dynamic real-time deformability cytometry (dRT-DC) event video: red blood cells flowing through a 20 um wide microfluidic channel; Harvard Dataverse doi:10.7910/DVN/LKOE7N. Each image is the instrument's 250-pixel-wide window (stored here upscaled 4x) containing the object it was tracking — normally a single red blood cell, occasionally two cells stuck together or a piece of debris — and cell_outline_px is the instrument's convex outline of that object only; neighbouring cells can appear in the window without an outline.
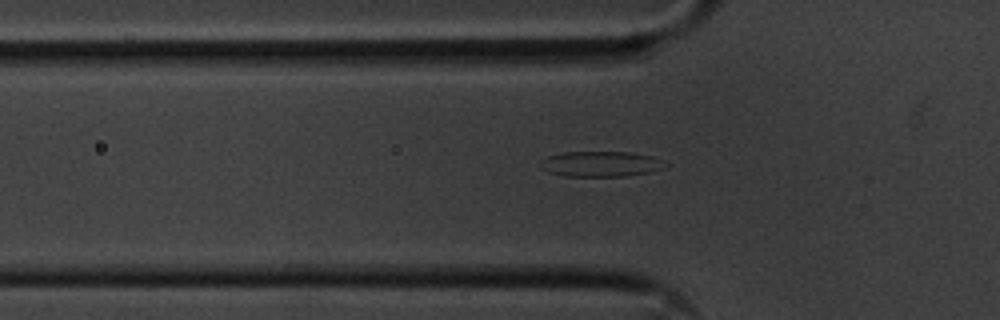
{"species": "common noctule bat (a hibernating species)", "species_latin": "Nyctalus noctula", "temperature_condition": "cold", "stored_images_in_passage": 55, "camera_frame_rate_fps": 3000, "um_per_image_px": 0.085, "animal": {"sex": "male", "body_mass_g": 20.1, "forearm_length_mm": 53.5}, "frame": {"image": 1, "passage_image": 18, "time_ms": 5.667, "image_size_px": [1000, 320], "cell_outline_px": [[672, 164], [668, 168], [652, 172], [628, 176], [564, 176], [548, 172], [540, 168], [536, 164], [540, 160], [548, 156], [564, 152], [628, 152], [652, 156]], "centroid_in_image_um": [51.11, 13.94], "position_along_channel_um": 74.7, "area_um2": 19.02}}
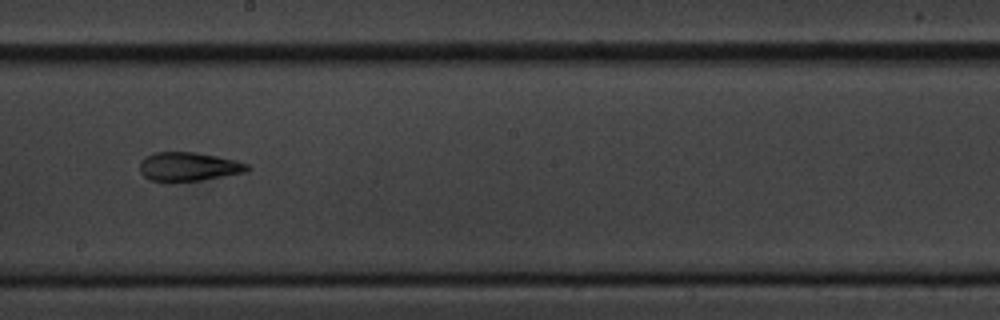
{"frame": {"image": 2, "passage_image": 31, "time_ms": 10.0, "image_size_px": [1000, 320], "cell_outline_px": [[252, 168], [248, 172], [204, 180], [152, 180], [144, 176], [140, 172], [140, 160], [156, 152], [192, 152], [216, 156], [236, 160], [248, 164]], "centroid_in_image_um": [16.1, 14.15], "position_along_channel_um": 232.1, "area_um2": 17.86}}
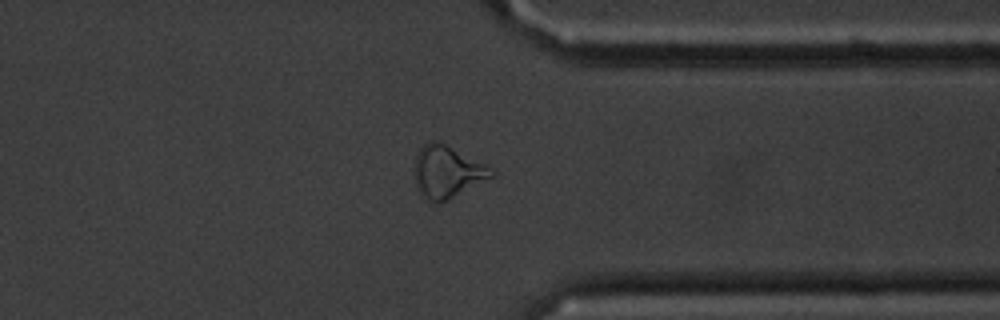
{"frame": {"image": 3, "passage_image": 43, "time_ms": 14.0, "image_size_px": [1000, 320], "cell_outline_px": [[496, 176], [444, 200], [428, 200], [416, 188], [412, 168], [416, 156], [420, 148], [424, 144], [432, 140], [440, 140], [492, 168], [496, 172]], "centroid_in_image_um": [37.99, 14.54], "position_along_channel_um": 373.4, "area_um2": 23.35}, "authors_computed_cell_mechanics": {"area_um2": 19.652, "velocity_mm_per_s": 3.6128, "shape_relaxation_time_tau1_ms": null, "shape_relaxation_time_tau2_ms": 3.8529, "deformation_change_tau1": null, "deformation_change_tau2": 0.1466}}